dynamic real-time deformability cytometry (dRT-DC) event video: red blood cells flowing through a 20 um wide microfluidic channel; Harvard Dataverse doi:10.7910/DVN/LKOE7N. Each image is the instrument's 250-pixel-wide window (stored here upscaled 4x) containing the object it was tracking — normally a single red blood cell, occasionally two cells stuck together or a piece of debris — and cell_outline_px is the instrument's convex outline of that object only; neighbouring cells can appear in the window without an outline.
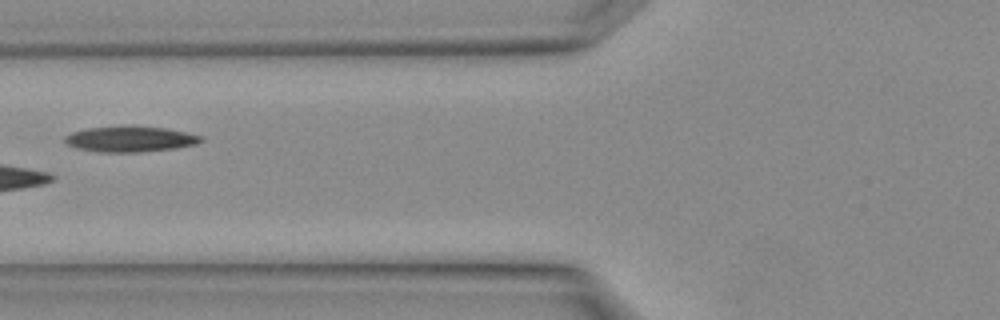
{"species": "Egyptian fruit bat (a non-hibernating species)", "species_latin": "Rousettus aegyptiacus", "temperature_condition": "warm", "stored_images_in_passage": 3, "camera_frame_rate_fps": 3000, "um_per_image_px": 0.085, "animal": {"sex": "female"}, "frame": {"image": 1, "passage_image": 3, "time_ms": 0.667, "image_size_px": [1000, 320], "cell_outline_px": [[204, 140], [196, 144], [176, 148], [140, 152], [100, 152], [76, 148], [68, 144], [64, 140], [64, 136], [72, 132], [88, 128], [124, 124], [136, 124], [164, 128], [188, 132], [200, 136]], "centroid_in_image_um": [11.06, 11.79], "position_along_channel_um": 114.7, "area_um2": 20.87}}